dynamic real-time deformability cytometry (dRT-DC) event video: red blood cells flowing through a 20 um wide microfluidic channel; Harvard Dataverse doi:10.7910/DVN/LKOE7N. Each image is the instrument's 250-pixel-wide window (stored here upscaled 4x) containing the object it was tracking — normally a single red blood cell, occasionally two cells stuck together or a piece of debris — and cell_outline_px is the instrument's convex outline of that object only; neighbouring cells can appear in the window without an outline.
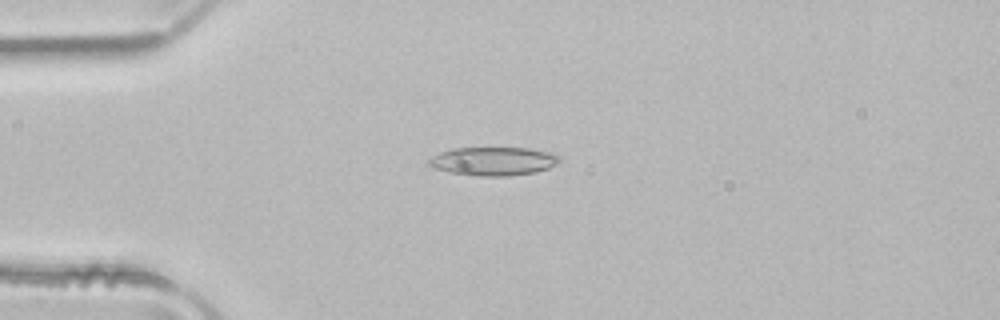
{"species": "common noctule bat (a hibernating species)", "species_latin": "Nyctalus noctula", "temperature_condition": "room temperature", "stored_images_in_passage": 42, "camera_frame_rate_fps": 3000, "um_per_image_px": 0.085, "animal": {"sex": "male", "body_mass_g": 21.5, "forearm_length_mm": 52.0}, "frame": {"image": 1, "passage_image": 4, "time_ms": 1.0, "image_size_px": [1000, 320], "cell_outline_px": [[560, 160], [556, 164], [548, 168], [536, 172], [508, 176], [480, 176], [448, 172], [436, 168], [428, 164], [428, 160], [432, 156], [440, 152], [452, 148], [528, 148], [552, 152], [560, 156]], "centroid_in_image_um": [41.95, 13.7], "position_along_channel_um": 43.0, "area_um2": 21.73}}
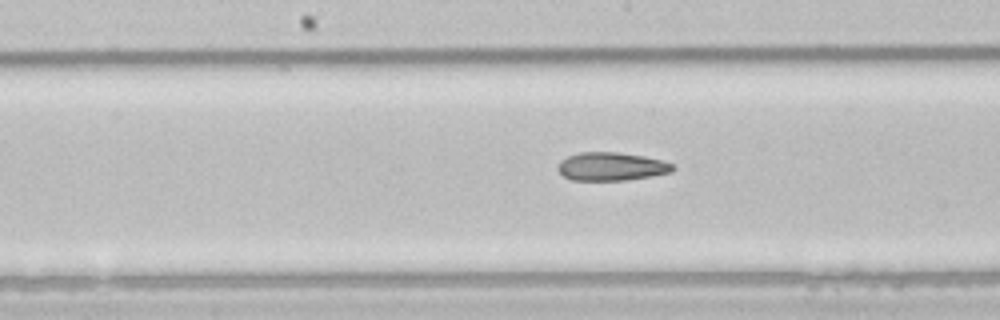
{"frame": {"image": 2, "passage_image": 17, "time_ms": 5.333, "image_size_px": [1000, 320], "cell_outline_px": [[676, 168], [672, 172], [652, 176], [628, 180], [572, 180], [564, 176], [556, 168], [560, 160], [568, 156], [580, 152], [620, 152], [644, 156], [660, 160], [672, 164]], "centroid_in_image_um": [51.96, 14.15], "position_along_channel_um": 196.2, "area_um2": 19.02}}
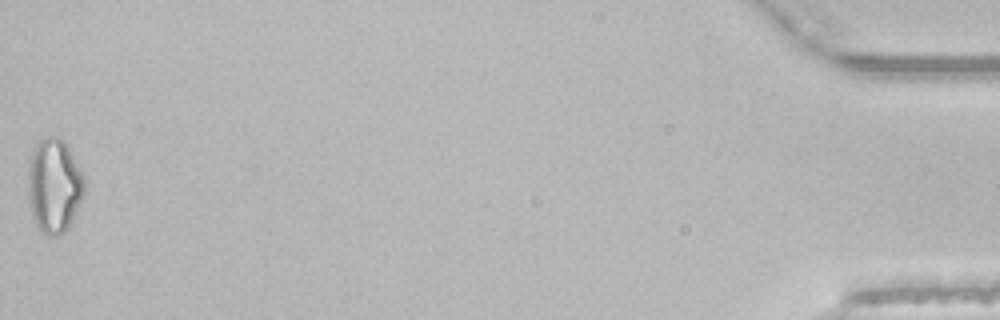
{"frame": {"image": 3, "passage_image": 42, "time_ms": 13.667, "image_size_px": [1000, 320], "cell_outline_px": [[84, 192], [80, 204], [68, 228], [60, 236], [48, 236], [40, 232], [36, 224], [32, 212], [28, 192], [28, 168], [32, 148], [40, 140], [48, 136], [56, 136], [68, 148], [84, 176]], "centroid_in_image_um": [4.59, 15.81], "position_along_channel_um": 430.6, "area_um2": 30.81}, "authors_computed_cell_mechanics": {"area_um2": 20.1144, "velocity_mm_per_s": 4.0224, "shape_relaxation_time_tau1_ms": null, "shape_relaxation_time_tau2_ms": 5.2248, "deformation_change_tau1": null, "deformation_change_tau2": 0.1506}}